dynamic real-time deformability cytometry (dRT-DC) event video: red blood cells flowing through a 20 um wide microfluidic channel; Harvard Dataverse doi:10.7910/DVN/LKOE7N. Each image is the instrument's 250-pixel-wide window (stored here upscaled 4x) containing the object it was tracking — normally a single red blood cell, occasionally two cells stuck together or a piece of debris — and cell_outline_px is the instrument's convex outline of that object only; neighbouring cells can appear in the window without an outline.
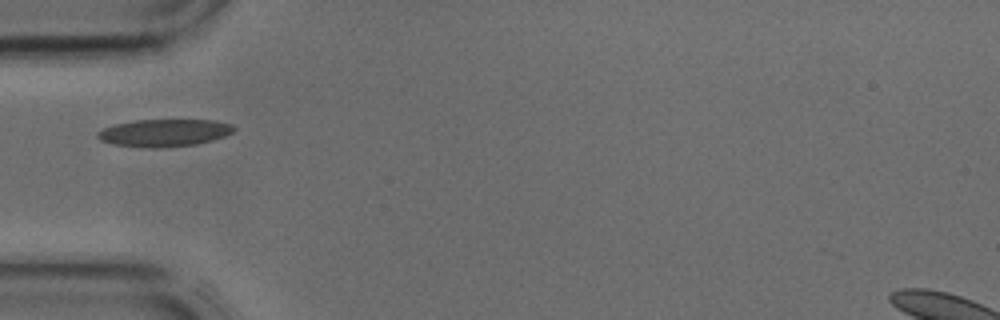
{"species": "common noctule bat (a hibernating species)", "species_latin": "Nyctalus noctula", "temperature_condition": "cold", "stored_images_in_passage": 21, "camera_frame_rate_fps": 3000, "um_per_image_px": 0.085, "animal": {"sex": "male", "body_mass_g": 17.9, "forearm_length_mm": 54.2}, "frame": {"image": 1, "passage_image": 1, "time_ms": 0.0, "image_size_px": [1000, 320], "cell_outline_px": [[236, 128], [232, 132], [224, 136], [212, 140], [196, 144], [156, 148], [144, 148], [116, 144], [100, 140], [96, 136], [96, 132], [104, 128], [116, 124], [136, 120], [216, 120], [232, 124]], "centroid_in_image_um": [13.97, 11.28], "position_along_channel_um": 71.0, "area_um2": 21.68}}
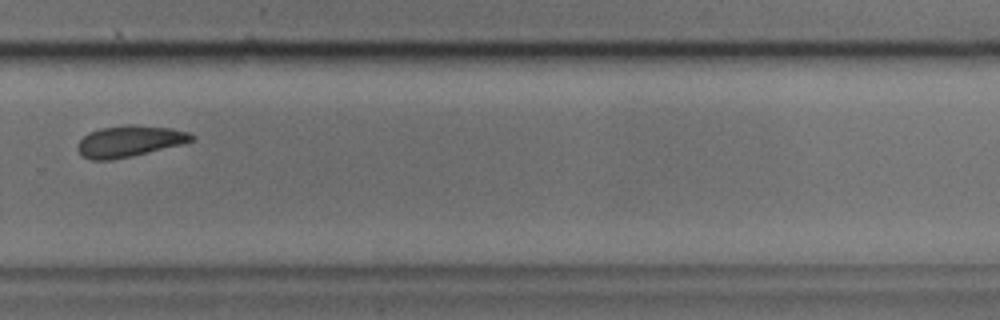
{"frame": {"image": 2, "passage_image": 17, "time_ms": 5.333, "image_size_px": [1000, 320], "cell_outline_px": [[196, 140], [132, 156], [112, 160], [92, 160], [84, 156], [76, 148], [76, 144], [84, 136], [100, 128], [132, 124], [172, 128], [188, 132], [196, 136]], "centroid_in_image_um": [11.02, 12.0], "position_along_channel_um": 318.8, "area_um2": 20.63}}
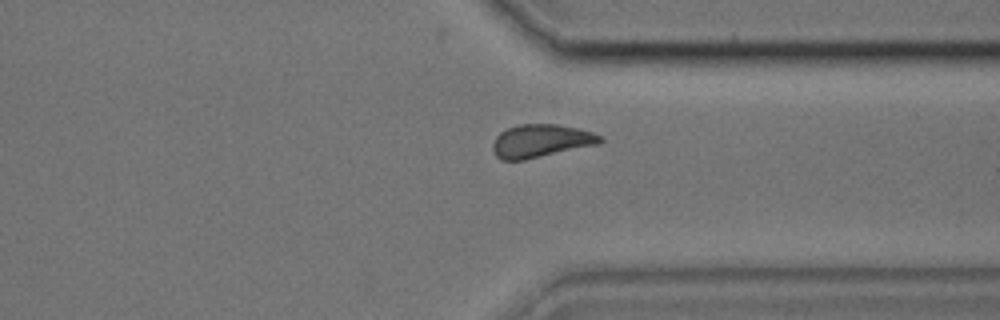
{"frame": {"image": 3, "passage_image": 20, "time_ms": 6.333, "image_size_px": [1000, 320], "cell_outline_px": [[604, 140], [600, 144], [524, 160], [500, 160], [496, 156], [492, 148], [492, 144], [496, 136], [504, 128], [520, 124], [556, 124], [580, 128], [604, 136]], "centroid_in_image_um": [45.99, 11.97], "position_along_channel_um": 365.4, "area_um2": 21.04}}